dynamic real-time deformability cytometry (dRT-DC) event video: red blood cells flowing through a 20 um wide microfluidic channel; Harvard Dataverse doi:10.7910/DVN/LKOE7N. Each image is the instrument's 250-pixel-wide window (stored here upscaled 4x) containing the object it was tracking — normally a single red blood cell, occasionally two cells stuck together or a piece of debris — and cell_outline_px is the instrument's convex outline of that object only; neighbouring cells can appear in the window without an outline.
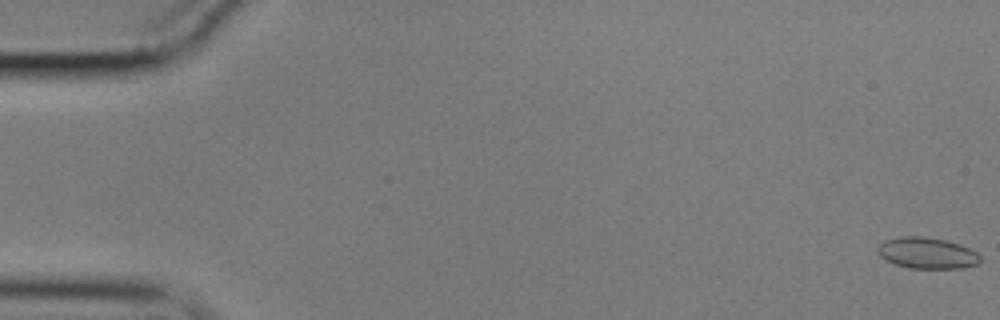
{"species": "common noctule bat (a hibernating species)", "species_latin": "Nyctalus noctula", "temperature_condition": "cold", "stored_images_in_passage": 57, "camera_frame_rate_fps": 3000, "um_per_image_px": 0.085, "animal": {"sex": "male", "body_mass_g": 17.9}, "frame": {"image": 1, "passage_image": 1, "time_ms": 0.0, "image_size_px": [1000, 320], "cell_outline_px": [[980, 260], [976, 264], [960, 268], [908, 268], [896, 264], [880, 256], [876, 252], [876, 248], [884, 240], [900, 236], [924, 236], [944, 240], [960, 244], [976, 252], [980, 256]], "centroid_in_image_um": [78.76, 21.5], "position_along_channel_um": 6.2, "area_um2": 18.55}}
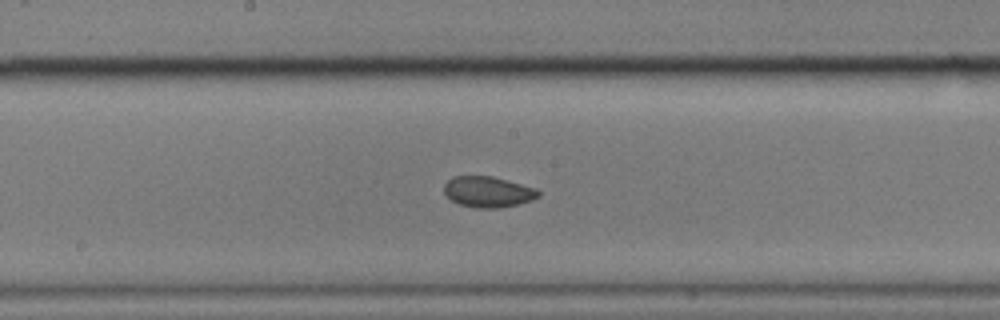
{"frame": {"image": 2, "passage_image": 30, "time_ms": 9.667, "image_size_px": [1000, 320], "cell_outline_px": [[540, 196], [532, 200], [520, 204], [500, 208], [476, 208], [460, 204], [452, 200], [444, 192], [444, 184], [452, 176], [492, 176], [536, 188], [540, 192]], "centroid_in_image_um": [41.5, 16.31], "position_along_channel_um": 206.7, "area_um2": 16.99}}
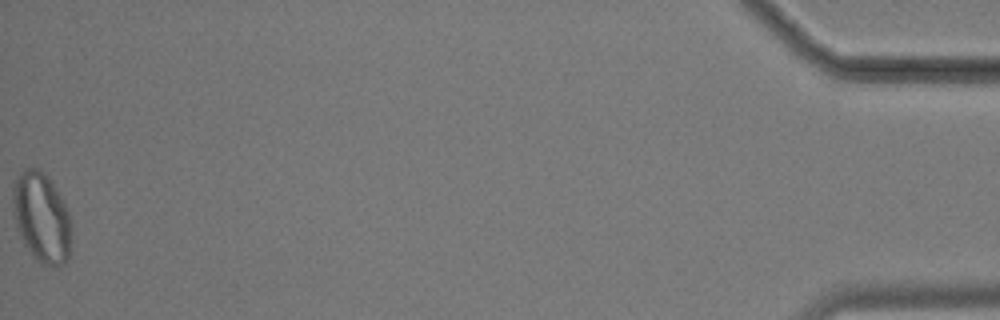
{"frame": {"image": 3, "passage_image": 57, "time_ms": 18.667, "image_size_px": [1000, 320], "cell_outline_px": [[72, 236], [68, 260], [60, 264], [44, 264], [36, 260], [24, 244], [20, 236], [16, 224], [12, 200], [12, 184], [16, 176], [24, 168], [36, 168], [44, 172], [52, 180], [68, 212], [72, 228]], "centroid_in_image_um": [3.53, 18.44], "position_along_channel_um": 431.7, "area_um2": 30.81}, "authors_computed_cell_mechanics": {"area_um2": 17.629, "velocity_mm_per_s": 3.5751, "shape_relaxation_time_tau1_ms": null, "shape_relaxation_time_tau2_ms": 1.608, "deformation_change_tau1": null, "deformation_change_tau2": 0.0566}}